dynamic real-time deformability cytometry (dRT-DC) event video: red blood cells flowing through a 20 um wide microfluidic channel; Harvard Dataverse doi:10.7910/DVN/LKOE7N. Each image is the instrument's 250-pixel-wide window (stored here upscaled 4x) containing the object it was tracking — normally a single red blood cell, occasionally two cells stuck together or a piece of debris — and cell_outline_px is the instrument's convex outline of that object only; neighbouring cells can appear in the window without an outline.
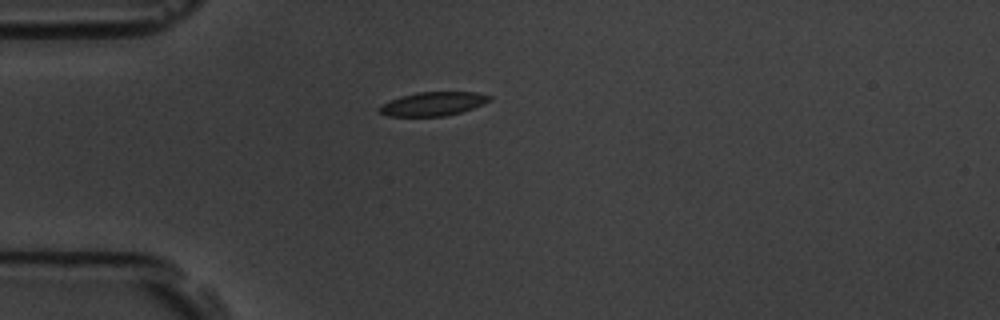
{"species": "common noctule bat (a hibernating species)", "species_latin": "Nyctalus noctula", "temperature_condition": "room temperature", "stored_images_in_passage": 36, "camera_frame_rate_fps": 3000, "um_per_image_px": 0.085, "animal": {"sex": "male", "body_mass_g": 19.5, "forearm_length_mm": 54.6}, "frame": {"image": 1, "passage_image": 1, "time_ms": 0.0, "image_size_px": [1000, 320], "cell_outline_px": [[492, 100], [484, 104], [460, 112], [444, 116], [388, 116], [380, 112], [376, 108], [400, 96], [416, 92], [476, 92], [492, 96]], "centroid_in_image_um": [36.83, 8.82], "position_along_channel_um": 48.2, "area_um2": 15.2}}
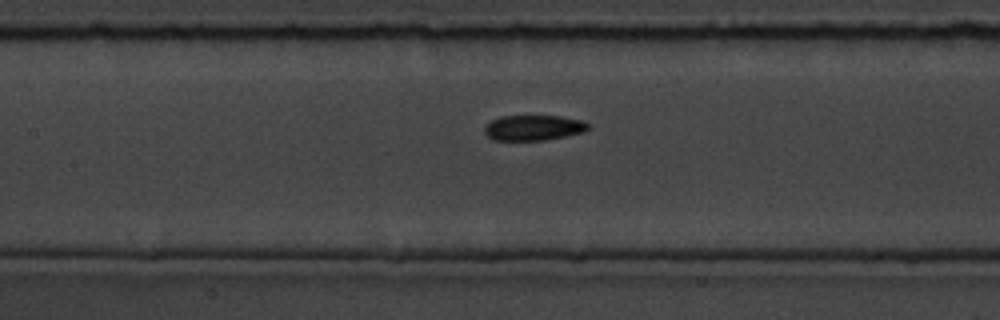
{"frame": {"image": 2, "passage_image": 12, "time_ms": 3.667, "image_size_px": [1000, 320], "cell_outline_px": [[588, 128], [584, 132], [544, 140], [492, 140], [484, 132], [484, 128], [492, 120], [500, 116], [560, 116], [584, 120], [588, 124]], "centroid_in_image_um": [45.35, 10.85], "position_along_channel_um": 162.1, "area_um2": 15.26}}
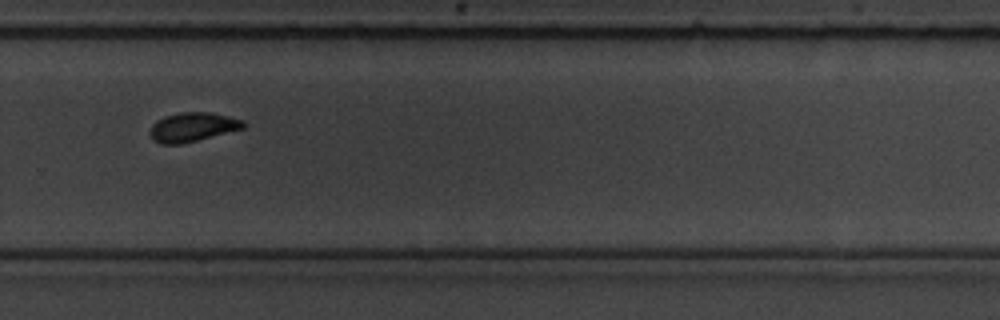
{"frame": {"image": 3, "passage_image": 25, "time_ms": 8.0, "image_size_px": [1000, 320], "cell_outline_px": [[244, 128], [180, 144], [160, 144], [152, 140], [148, 132], [152, 124], [156, 120], [164, 116], [180, 112], [208, 112], [228, 116], [244, 120]], "centroid_in_image_um": [16.3, 10.79], "position_along_channel_um": 313.5, "area_um2": 15.84}, "authors_computed_cell_mechanics": {"area_um2": 16.0106, "velocity_mm_per_s": 3.5092, "shape_relaxation_time_tau1_ms": 4.7647, "shape_relaxation_time_tau2_ms": 3.233, "deformation_change_tau1": 0.1188, "deformation_change_tau2": 0.073}}